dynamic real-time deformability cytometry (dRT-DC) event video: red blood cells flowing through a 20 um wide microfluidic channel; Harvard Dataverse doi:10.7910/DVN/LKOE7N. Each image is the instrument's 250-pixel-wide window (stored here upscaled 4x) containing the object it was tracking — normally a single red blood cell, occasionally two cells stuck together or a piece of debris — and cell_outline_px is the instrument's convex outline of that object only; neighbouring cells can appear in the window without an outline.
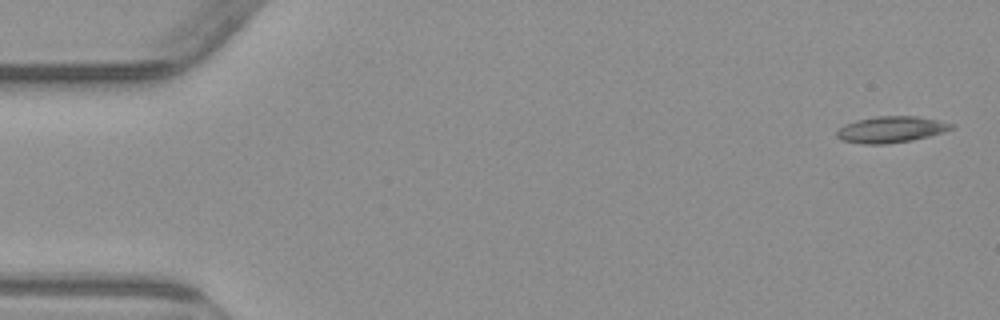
{"species": "common noctule bat (a hibernating species)", "species_latin": "Nyctalus noctula", "temperature_condition": "warm", "stored_images_in_passage": 6, "camera_frame_rate_fps": 3000, "um_per_image_px": 0.085, "animal": {"sex": "male", "body_mass_g": 23.1, "forearm_length_mm": 52.7}, "frame": {"image": 1, "passage_image": 1, "time_ms": 0.0, "image_size_px": [1000, 320], "cell_outline_px": [[956, 128], [944, 132], [912, 140], [884, 144], [864, 144], [840, 140], [836, 136], [836, 128], [844, 124], [856, 120], [876, 116], [916, 116], [956, 124]], "centroid_in_image_um": [75.71, 11.0], "position_along_channel_um": 9.3, "area_um2": 17.74}}
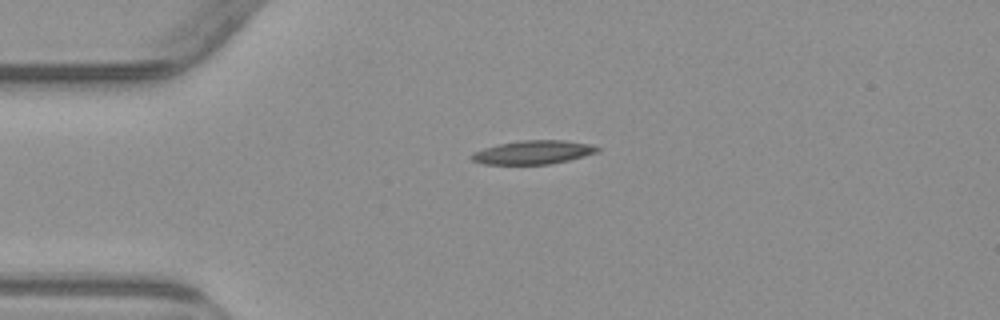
{"frame": {"image": 2, "passage_image": 4, "time_ms": 3.667, "image_size_px": [1000, 320], "cell_outline_px": [[600, 152], [568, 160], [548, 164], [484, 164], [472, 160], [472, 152], [484, 148], [500, 144], [520, 140], [564, 140], [588, 144], [600, 148]], "centroid_in_image_um": [45.33, 12.94], "position_along_channel_um": 39.7, "area_um2": 17.17}}
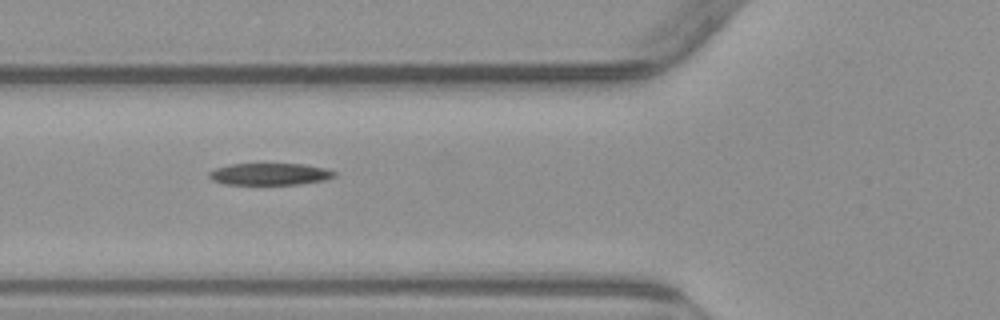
{"frame": {"image": 3, "passage_image": 6, "time_ms": 6.0, "image_size_px": [1000, 320], "cell_outline_px": [[336, 176], [324, 180], [300, 184], [224, 184], [212, 180], [208, 176], [208, 172], [216, 168], [232, 164], [304, 164], [324, 168], [336, 172]], "centroid_in_image_um": [22.93, 14.8], "position_along_channel_um": 102.9, "area_um2": 15.9}}